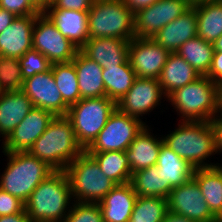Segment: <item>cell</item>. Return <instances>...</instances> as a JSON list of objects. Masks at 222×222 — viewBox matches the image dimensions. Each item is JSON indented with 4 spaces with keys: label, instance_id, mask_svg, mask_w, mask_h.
I'll list each match as a JSON object with an SVG mask.
<instances>
[{
    "label": "cell",
    "instance_id": "obj_8",
    "mask_svg": "<svg viewBox=\"0 0 222 222\" xmlns=\"http://www.w3.org/2000/svg\"><path fill=\"white\" fill-rule=\"evenodd\" d=\"M117 108V103L107 96L84 98L68 108L66 117L71 121L76 139L86 150L104 128Z\"/></svg>",
    "mask_w": 222,
    "mask_h": 222
},
{
    "label": "cell",
    "instance_id": "obj_6",
    "mask_svg": "<svg viewBox=\"0 0 222 222\" xmlns=\"http://www.w3.org/2000/svg\"><path fill=\"white\" fill-rule=\"evenodd\" d=\"M89 39L135 37L134 13L122 0H95L88 11Z\"/></svg>",
    "mask_w": 222,
    "mask_h": 222
},
{
    "label": "cell",
    "instance_id": "obj_1",
    "mask_svg": "<svg viewBox=\"0 0 222 222\" xmlns=\"http://www.w3.org/2000/svg\"><path fill=\"white\" fill-rule=\"evenodd\" d=\"M71 198L66 171H54L34 189L25 202V211L30 222H63L70 211L67 206L72 204Z\"/></svg>",
    "mask_w": 222,
    "mask_h": 222
},
{
    "label": "cell",
    "instance_id": "obj_42",
    "mask_svg": "<svg viewBox=\"0 0 222 222\" xmlns=\"http://www.w3.org/2000/svg\"><path fill=\"white\" fill-rule=\"evenodd\" d=\"M124 4L135 14L139 10L153 5L159 0H122Z\"/></svg>",
    "mask_w": 222,
    "mask_h": 222
},
{
    "label": "cell",
    "instance_id": "obj_17",
    "mask_svg": "<svg viewBox=\"0 0 222 222\" xmlns=\"http://www.w3.org/2000/svg\"><path fill=\"white\" fill-rule=\"evenodd\" d=\"M37 15L16 16L13 22L0 33V55L22 57L32 49V32Z\"/></svg>",
    "mask_w": 222,
    "mask_h": 222
},
{
    "label": "cell",
    "instance_id": "obj_4",
    "mask_svg": "<svg viewBox=\"0 0 222 222\" xmlns=\"http://www.w3.org/2000/svg\"><path fill=\"white\" fill-rule=\"evenodd\" d=\"M8 163L1 175L0 188L24 203L34 189L55 170L29 152H4Z\"/></svg>",
    "mask_w": 222,
    "mask_h": 222
},
{
    "label": "cell",
    "instance_id": "obj_40",
    "mask_svg": "<svg viewBox=\"0 0 222 222\" xmlns=\"http://www.w3.org/2000/svg\"><path fill=\"white\" fill-rule=\"evenodd\" d=\"M95 0H52V5L57 9L74 11H89Z\"/></svg>",
    "mask_w": 222,
    "mask_h": 222
},
{
    "label": "cell",
    "instance_id": "obj_35",
    "mask_svg": "<svg viewBox=\"0 0 222 222\" xmlns=\"http://www.w3.org/2000/svg\"><path fill=\"white\" fill-rule=\"evenodd\" d=\"M23 84L19 59L0 55V91L22 90Z\"/></svg>",
    "mask_w": 222,
    "mask_h": 222
},
{
    "label": "cell",
    "instance_id": "obj_7",
    "mask_svg": "<svg viewBox=\"0 0 222 222\" xmlns=\"http://www.w3.org/2000/svg\"><path fill=\"white\" fill-rule=\"evenodd\" d=\"M73 201L100 203L116 186L100 169L98 163L86 152H82L66 168Z\"/></svg>",
    "mask_w": 222,
    "mask_h": 222
},
{
    "label": "cell",
    "instance_id": "obj_33",
    "mask_svg": "<svg viewBox=\"0 0 222 222\" xmlns=\"http://www.w3.org/2000/svg\"><path fill=\"white\" fill-rule=\"evenodd\" d=\"M55 83L64 102L70 107L81 99L78 78L72 61L51 65Z\"/></svg>",
    "mask_w": 222,
    "mask_h": 222
},
{
    "label": "cell",
    "instance_id": "obj_41",
    "mask_svg": "<svg viewBox=\"0 0 222 222\" xmlns=\"http://www.w3.org/2000/svg\"><path fill=\"white\" fill-rule=\"evenodd\" d=\"M213 82H222V52H214L211 68L206 75Z\"/></svg>",
    "mask_w": 222,
    "mask_h": 222
},
{
    "label": "cell",
    "instance_id": "obj_18",
    "mask_svg": "<svg viewBox=\"0 0 222 222\" xmlns=\"http://www.w3.org/2000/svg\"><path fill=\"white\" fill-rule=\"evenodd\" d=\"M129 43V40L112 37L91 38L80 48V51L103 69H108V67L119 66L129 59Z\"/></svg>",
    "mask_w": 222,
    "mask_h": 222
},
{
    "label": "cell",
    "instance_id": "obj_48",
    "mask_svg": "<svg viewBox=\"0 0 222 222\" xmlns=\"http://www.w3.org/2000/svg\"><path fill=\"white\" fill-rule=\"evenodd\" d=\"M219 113H220V116H218ZM214 119H222V82L218 84V90H217V112H216V116H215Z\"/></svg>",
    "mask_w": 222,
    "mask_h": 222
},
{
    "label": "cell",
    "instance_id": "obj_3",
    "mask_svg": "<svg viewBox=\"0 0 222 222\" xmlns=\"http://www.w3.org/2000/svg\"><path fill=\"white\" fill-rule=\"evenodd\" d=\"M180 122L178 128L163 137L164 144L194 168L218 165L205 163L209 156L217 153L215 131L211 121Z\"/></svg>",
    "mask_w": 222,
    "mask_h": 222
},
{
    "label": "cell",
    "instance_id": "obj_23",
    "mask_svg": "<svg viewBox=\"0 0 222 222\" xmlns=\"http://www.w3.org/2000/svg\"><path fill=\"white\" fill-rule=\"evenodd\" d=\"M148 128L145 126L124 151L132 173L157 164L158 154L164 142L163 138L153 137Z\"/></svg>",
    "mask_w": 222,
    "mask_h": 222
},
{
    "label": "cell",
    "instance_id": "obj_5",
    "mask_svg": "<svg viewBox=\"0 0 222 222\" xmlns=\"http://www.w3.org/2000/svg\"><path fill=\"white\" fill-rule=\"evenodd\" d=\"M217 90L218 83L201 75L174 90L167 99L181 113L182 121H212L217 112Z\"/></svg>",
    "mask_w": 222,
    "mask_h": 222
},
{
    "label": "cell",
    "instance_id": "obj_39",
    "mask_svg": "<svg viewBox=\"0 0 222 222\" xmlns=\"http://www.w3.org/2000/svg\"><path fill=\"white\" fill-rule=\"evenodd\" d=\"M25 209V203L0 188V216L13 215Z\"/></svg>",
    "mask_w": 222,
    "mask_h": 222
},
{
    "label": "cell",
    "instance_id": "obj_28",
    "mask_svg": "<svg viewBox=\"0 0 222 222\" xmlns=\"http://www.w3.org/2000/svg\"><path fill=\"white\" fill-rule=\"evenodd\" d=\"M192 7L197 14V36L213 44L222 35V1L206 0Z\"/></svg>",
    "mask_w": 222,
    "mask_h": 222
},
{
    "label": "cell",
    "instance_id": "obj_43",
    "mask_svg": "<svg viewBox=\"0 0 222 222\" xmlns=\"http://www.w3.org/2000/svg\"><path fill=\"white\" fill-rule=\"evenodd\" d=\"M211 124L215 131L216 151L222 152V119H213Z\"/></svg>",
    "mask_w": 222,
    "mask_h": 222
},
{
    "label": "cell",
    "instance_id": "obj_22",
    "mask_svg": "<svg viewBox=\"0 0 222 222\" xmlns=\"http://www.w3.org/2000/svg\"><path fill=\"white\" fill-rule=\"evenodd\" d=\"M33 108L22 90L0 92V135L4 140Z\"/></svg>",
    "mask_w": 222,
    "mask_h": 222
},
{
    "label": "cell",
    "instance_id": "obj_50",
    "mask_svg": "<svg viewBox=\"0 0 222 222\" xmlns=\"http://www.w3.org/2000/svg\"><path fill=\"white\" fill-rule=\"evenodd\" d=\"M186 1L192 6V5L204 2L206 0H186Z\"/></svg>",
    "mask_w": 222,
    "mask_h": 222
},
{
    "label": "cell",
    "instance_id": "obj_25",
    "mask_svg": "<svg viewBox=\"0 0 222 222\" xmlns=\"http://www.w3.org/2000/svg\"><path fill=\"white\" fill-rule=\"evenodd\" d=\"M201 75L176 52L170 53L158 81L166 98L174 90L183 87Z\"/></svg>",
    "mask_w": 222,
    "mask_h": 222
},
{
    "label": "cell",
    "instance_id": "obj_14",
    "mask_svg": "<svg viewBox=\"0 0 222 222\" xmlns=\"http://www.w3.org/2000/svg\"><path fill=\"white\" fill-rule=\"evenodd\" d=\"M22 91L34 107L48 110L55 116H66L69 106L55 83L52 69L24 79Z\"/></svg>",
    "mask_w": 222,
    "mask_h": 222
},
{
    "label": "cell",
    "instance_id": "obj_29",
    "mask_svg": "<svg viewBox=\"0 0 222 222\" xmlns=\"http://www.w3.org/2000/svg\"><path fill=\"white\" fill-rule=\"evenodd\" d=\"M105 96L117 103L131 88L137 78L129 59L119 66L103 69Z\"/></svg>",
    "mask_w": 222,
    "mask_h": 222
},
{
    "label": "cell",
    "instance_id": "obj_11",
    "mask_svg": "<svg viewBox=\"0 0 222 222\" xmlns=\"http://www.w3.org/2000/svg\"><path fill=\"white\" fill-rule=\"evenodd\" d=\"M191 7L186 0H159L139 10L134 14L135 37L152 39L159 30Z\"/></svg>",
    "mask_w": 222,
    "mask_h": 222
},
{
    "label": "cell",
    "instance_id": "obj_26",
    "mask_svg": "<svg viewBox=\"0 0 222 222\" xmlns=\"http://www.w3.org/2000/svg\"><path fill=\"white\" fill-rule=\"evenodd\" d=\"M193 178L211 213L216 218H222V166L195 168Z\"/></svg>",
    "mask_w": 222,
    "mask_h": 222
},
{
    "label": "cell",
    "instance_id": "obj_32",
    "mask_svg": "<svg viewBox=\"0 0 222 222\" xmlns=\"http://www.w3.org/2000/svg\"><path fill=\"white\" fill-rule=\"evenodd\" d=\"M88 154L98 163L101 171L116 185L131 181L132 172L124 151Z\"/></svg>",
    "mask_w": 222,
    "mask_h": 222
},
{
    "label": "cell",
    "instance_id": "obj_30",
    "mask_svg": "<svg viewBox=\"0 0 222 222\" xmlns=\"http://www.w3.org/2000/svg\"><path fill=\"white\" fill-rule=\"evenodd\" d=\"M132 187L137 196L168 198L172 188L164 184V176L157 165L132 173Z\"/></svg>",
    "mask_w": 222,
    "mask_h": 222
},
{
    "label": "cell",
    "instance_id": "obj_12",
    "mask_svg": "<svg viewBox=\"0 0 222 222\" xmlns=\"http://www.w3.org/2000/svg\"><path fill=\"white\" fill-rule=\"evenodd\" d=\"M168 210L195 222H215L202 191L194 178L178 187H174L168 198Z\"/></svg>",
    "mask_w": 222,
    "mask_h": 222
},
{
    "label": "cell",
    "instance_id": "obj_13",
    "mask_svg": "<svg viewBox=\"0 0 222 222\" xmlns=\"http://www.w3.org/2000/svg\"><path fill=\"white\" fill-rule=\"evenodd\" d=\"M170 52L151 38L134 37L128 46V57L138 78L158 79Z\"/></svg>",
    "mask_w": 222,
    "mask_h": 222
},
{
    "label": "cell",
    "instance_id": "obj_2",
    "mask_svg": "<svg viewBox=\"0 0 222 222\" xmlns=\"http://www.w3.org/2000/svg\"><path fill=\"white\" fill-rule=\"evenodd\" d=\"M84 151L76 139L71 121L66 116H55L28 152L55 171H65Z\"/></svg>",
    "mask_w": 222,
    "mask_h": 222
},
{
    "label": "cell",
    "instance_id": "obj_20",
    "mask_svg": "<svg viewBox=\"0 0 222 222\" xmlns=\"http://www.w3.org/2000/svg\"><path fill=\"white\" fill-rule=\"evenodd\" d=\"M197 28L196 10L191 7L159 30L152 39L170 53H175L182 44L197 36Z\"/></svg>",
    "mask_w": 222,
    "mask_h": 222
},
{
    "label": "cell",
    "instance_id": "obj_9",
    "mask_svg": "<svg viewBox=\"0 0 222 222\" xmlns=\"http://www.w3.org/2000/svg\"><path fill=\"white\" fill-rule=\"evenodd\" d=\"M145 126L146 123L142 120L116 108L97 138L85 151L87 153L125 151Z\"/></svg>",
    "mask_w": 222,
    "mask_h": 222
},
{
    "label": "cell",
    "instance_id": "obj_47",
    "mask_svg": "<svg viewBox=\"0 0 222 222\" xmlns=\"http://www.w3.org/2000/svg\"><path fill=\"white\" fill-rule=\"evenodd\" d=\"M30 3L40 12H44L52 3V0H29Z\"/></svg>",
    "mask_w": 222,
    "mask_h": 222
},
{
    "label": "cell",
    "instance_id": "obj_15",
    "mask_svg": "<svg viewBox=\"0 0 222 222\" xmlns=\"http://www.w3.org/2000/svg\"><path fill=\"white\" fill-rule=\"evenodd\" d=\"M54 117L52 112L34 107L2 142L3 151L28 152Z\"/></svg>",
    "mask_w": 222,
    "mask_h": 222
},
{
    "label": "cell",
    "instance_id": "obj_27",
    "mask_svg": "<svg viewBox=\"0 0 222 222\" xmlns=\"http://www.w3.org/2000/svg\"><path fill=\"white\" fill-rule=\"evenodd\" d=\"M156 165L164 176V184H169L172 189L193 178L195 171L188 161L179 157L164 143L161 145Z\"/></svg>",
    "mask_w": 222,
    "mask_h": 222
},
{
    "label": "cell",
    "instance_id": "obj_51",
    "mask_svg": "<svg viewBox=\"0 0 222 222\" xmlns=\"http://www.w3.org/2000/svg\"><path fill=\"white\" fill-rule=\"evenodd\" d=\"M215 222H222V218H217Z\"/></svg>",
    "mask_w": 222,
    "mask_h": 222
},
{
    "label": "cell",
    "instance_id": "obj_45",
    "mask_svg": "<svg viewBox=\"0 0 222 222\" xmlns=\"http://www.w3.org/2000/svg\"><path fill=\"white\" fill-rule=\"evenodd\" d=\"M16 18V16L7 10L0 8V33L4 31Z\"/></svg>",
    "mask_w": 222,
    "mask_h": 222
},
{
    "label": "cell",
    "instance_id": "obj_46",
    "mask_svg": "<svg viewBox=\"0 0 222 222\" xmlns=\"http://www.w3.org/2000/svg\"><path fill=\"white\" fill-rule=\"evenodd\" d=\"M162 222H195V221H193L192 219H188L187 217H184L182 215H178L168 211Z\"/></svg>",
    "mask_w": 222,
    "mask_h": 222
},
{
    "label": "cell",
    "instance_id": "obj_10",
    "mask_svg": "<svg viewBox=\"0 0 222 222\" xmlns=\"http://www.w3.org/2000/svg\"><path fill=\"white\" fill-rule=\"evenodd\" d=\"M32 47L52 64L70 62L80 50L59 32L44 12L36 17L32 32Z\"/></svg>",
    "mask_w": 222,
    "mask_h": 222
},
{
    "label": "cell",
    "instance_id": "obj_16",
    "mask_svg": "<svg viewBox=\"0 0 222 222\" xmlns=\"http://www.w3.org/2000/svg\"><path fill=\"white\" fill-rule=\"evenodd\" d=\"M165 96L158 79L136 78L129 91L117 102V108L139 120L152 111Z\"/></svg>",
    "mask_w": 222,
    "mask_h": 222
},
{
    "label": "cell",
    "instance_id": "obj_36",
    "mask_svg": "<svg viewBox=\"0 0 222 222\" xmlns=\"http://www.w3.org/2000/svg\"><path fill=\"white\" fill-rule=\"evenodd\" d=\"M23 79L35 74L47 72L51 69L52 63L35 49L28 50L19 58Z\"/></svg>",
    "mask_w": 222,
    "mask_h": 222
},
{
    "label": "cell",
    "instance_id": "obj_24",
    "mask_svg": "<svg viewBox=\"0 0 222 222\" xmlns=\"http://www.w3.org/2000/svg\"><path fill=\"white\" fill-rule=\"evenodd\" d=\"M78 78L81 99L99 98L105 96L103 68L85 56L80 50L72 60Z\"/></svg>",
    "mask_w": 222,
    "mask_h": 222
},
{
    "label": "cell",
    "instance_id": "obj_37",
    "mask_svg": "<svg viewBox=\"0 0 222 222\" xmlns=\"http://www.w3.org/2000/svg\"><path fill=\"white\" fill-rule=\"evenodd\" d=\"M74 203L63 222H104L98 203Z\"/></svg>",
    "mask_w": 222,
    "mask_h": 222
},
{
    "label": "cell",
    "instance_id": "obj_49",
    "mask_svg": "<svg viewBox=\"0 0 222 222\" xmlns=\"http://www.w3.org/2000/svg\"><path fill=\"white\" fill-rule=\"evenodd\" d=\"M215 52H222V35L213 42Z\"/></svg>",
    "mask_w": 222,
    "mask_h": 222
},
{
    "label": "cell",
    "instance_id": "obj_21",
    "mask_svg": "<svg viewBox=\"0 0 222 222\" xmlns=\"http://www.w3.org/2000/svg\"><path fill=\"white\" fill-rule=\"evenodd\" d=\"M137 200L132 184L116 185L101 201L99 207L104 222H128Z\"/></svg>",
    "mask_w": 222,
    "mask_h": 222
},
{
    "label": "cell",
    "instance_id": "obj_38",
    "mask_svg": "<svg viewBox=\"0 0 222 222\" xmlns=\"http://www.w3.org/2000/svg\"><path fill=\"white\" fill-rule=\"evenodd\" d=\"M0 8L15 16L38 15L40 13L29 0H0Z\"/></svg>",
    "mask_w": 222,
    "mask_h": 222
},
{
    "label": "cell",
    "instance_id": "obj_44",
    "mask_svg": "<svg viewBox=\"0 0 222 222\" xmlns=\"http://www.w3.org/2000/svg\"><path fill=\"white\" fill-rule=\"evenodd\" d=\"M0 222H30V219L24 209L20 213L7 216H0Z\"/></svg>",
    "mask_w": 222,
    "mask_h": 222
},
{
    "label": "cell",
    "instance_id": "obj_19",
    "mask_svg": "<svg viewBox=\"0 0 222 222\" xmlns=\"http://www.w3.org/2000/svg\"><path fill=\"white\" fill-rule=\"evenodd\" d=\"M44 13L59 32L79 49L89 39L88 11L57 9L50 4Z\"/></svg>",
    "mask_w": 222,
    "mask_h": 222
},
{
    "label": "cell",
    "instance_id": "obj_34",
    "mask_svg": "<svg viewBox=\"0 0 222 222\" xmlns=\"http://www.w3.org/2000/svg\"><path fill=\"white\" fill-rule=\"evenodd\" d=\"M168 211L166 198L137 196L128 222H162Z\"/></svg>",
    "mask_w": 222,
    "mask_h": 222
},
{
    "label": "cell",
    "instance_id": "obj_31",
    "mask_svg": "<svg viewBox=\"0 0 222 222\" xmlns=\"http://www.w3.org/2000/svg\"><path fill=\"white\" fill-rule=\"evenodd\" d=\"M213 44L199 36L182 44L176 53L191 65L200 75H207L214 56Z\"/></svg>",
    "mask_w": 222,
    "mask_h": 222
}]
</instances>
